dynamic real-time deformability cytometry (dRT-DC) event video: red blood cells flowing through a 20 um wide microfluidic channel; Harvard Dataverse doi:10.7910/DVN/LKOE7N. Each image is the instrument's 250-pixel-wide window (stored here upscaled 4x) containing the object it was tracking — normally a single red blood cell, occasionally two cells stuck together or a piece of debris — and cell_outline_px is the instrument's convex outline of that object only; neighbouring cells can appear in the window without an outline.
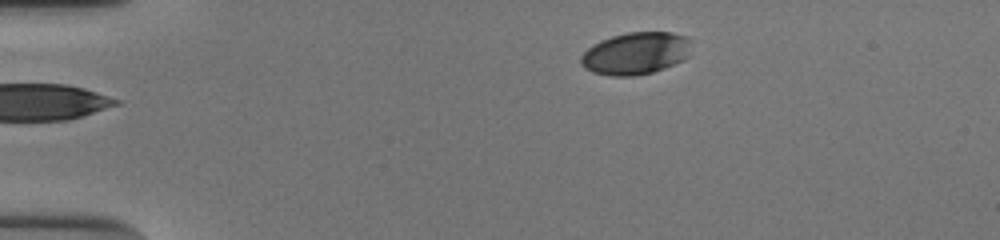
{"species": "human", "species_latin": "Homo sapiens", "temperature_condition": "cold", "stored_images_in_passage": 38, "camera_frame_rate_fps": 3000, "um_per_image_px": 0.085, "donor": {"sex": "male"}, "frame": {"image": 1, "passage_image": 1, "time_ms": 0.0, "image_size_px": [1000, 240], "cell_outline_px": [[688, 56], [684, 60], [664, 68], [652, 72], [636, 76], [612, 76], [592, 72], [584, 68], [580, 64], [580, 56], [592, 44], [600, 40], [612, 36], [628, 32], [672, 32], [688, 36]], "centroid_in_image_um": [53.99, 4.54], "position_along_channel_um": 31.0, "area_um2": 27.28}}
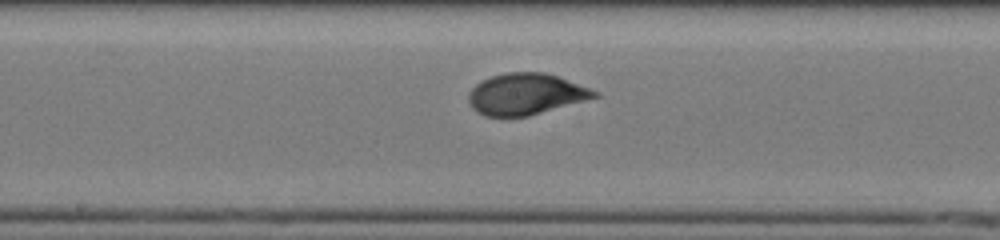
{"frame": {"image": 2, "passage_image": 20, "time_ms": 6.333, "image_size_px": [1000, 240], "cell_outline_px": [[600, 96], [528, 116], [484, 116], [476, 112], [472, 108], [468, 100], [468, 92], [476, 84], [492, 76], [504, 72], [544, 72], [556, 76], [600, 92]], "centroid_in_image_um": [44.66, 8.0], "position_along_channel_um": 203.5, "area_um2": 30.11}}
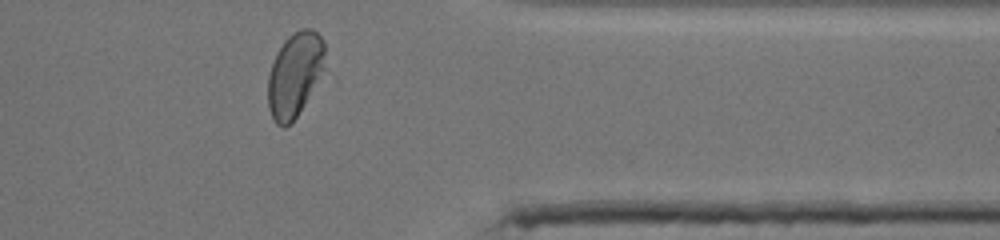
{"frame": {"image": 3, "passage_image": 35, "time_ms": 11.333, "image_size_px": [1000, 240], "cell_outline_px": [[324, 68], [304, 104], [292, 124], [284, 128], [276, 124], [268, 108], [268, 76], [276, 52], [284, 40], [292, 32], [300, 28], [312, 28], [324, 40]], "centroid_in_image_um": [25.03, 6.32], "position_along_channel_um": 386.4, "area_um2": 28.03}, "authors_computed_cell_mechanics": {"area_um2": 29.6225, "velocity_mm_per_s": 3.8338, "shape_relaxation_time_tau1_ms": 4.3313, "shape_relaxation_time_tau2_ms": null, "deformation_change_tau1": 0.1766, "deformation_change_tau2": null}}